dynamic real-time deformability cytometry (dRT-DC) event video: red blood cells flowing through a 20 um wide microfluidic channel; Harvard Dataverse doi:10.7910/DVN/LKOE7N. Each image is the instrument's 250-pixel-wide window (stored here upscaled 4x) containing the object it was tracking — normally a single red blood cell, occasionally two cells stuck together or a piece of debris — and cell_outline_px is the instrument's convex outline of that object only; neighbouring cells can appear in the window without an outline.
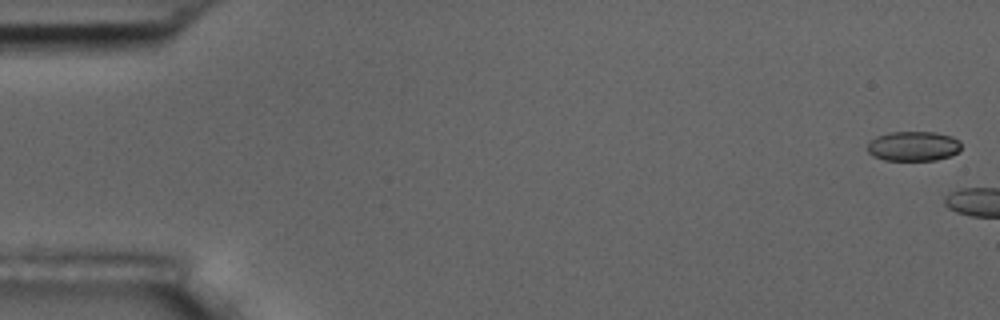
{"species": "common noctule bat (a hibernating species)", "species_latin": "Nyctalus noctula", "temperature_condition": "room temperature", "stored_images_in_passage": 7, "camera_frame_rate_fps": 3000, "um_per_image_px": 0.085, "animal": {"sex": "male", "body_mass_g": 17.5, "forearm_length_mm": 52.3}, "frame": {"image": 1, "passage_image": 1, "time_ms": 0.0, "image_size_px": [1000, 320], "cell_outline_px": [[960, 148], [952, 156], [936, 160], [884, 160], [872, 156], [868, 152], [868, 144], [876, 136], [888, 132], [936, 132], [952, 136], [960, 140]], "centroid_in_image_um": [77.64, 12.42], "position_along_channel_um": 7.4, "area_um2": 16.36}}
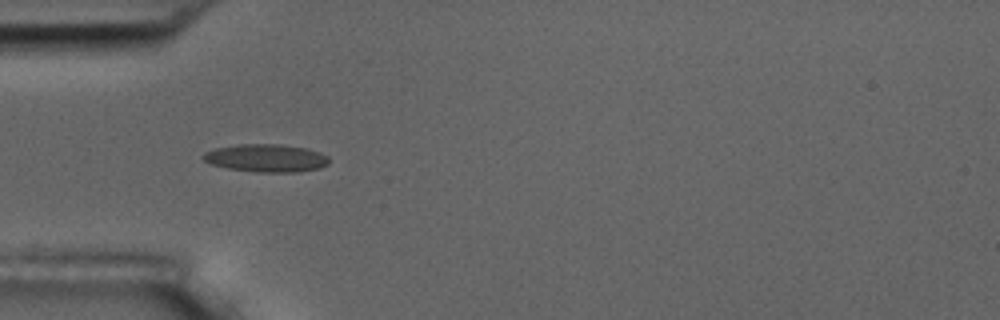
{"frame": {"image": 2, "passage_image": 6, "time_ms": 6.667, "image_size_px": [1000, 320], "cell_outline_px": [[328, 164], [320, 168], [296, 172], [256, 172], [228, 168], [212, 164], [204, 160], [200, 156], [204, 152], [212, 148], [240, 144], [280, 144], [304, 148], [320, 152], [328, 156]], "centroid_in_image_um": [22.59, 13.43], "position_along_channel_um": 62.4, "area_um2": 20.46}}